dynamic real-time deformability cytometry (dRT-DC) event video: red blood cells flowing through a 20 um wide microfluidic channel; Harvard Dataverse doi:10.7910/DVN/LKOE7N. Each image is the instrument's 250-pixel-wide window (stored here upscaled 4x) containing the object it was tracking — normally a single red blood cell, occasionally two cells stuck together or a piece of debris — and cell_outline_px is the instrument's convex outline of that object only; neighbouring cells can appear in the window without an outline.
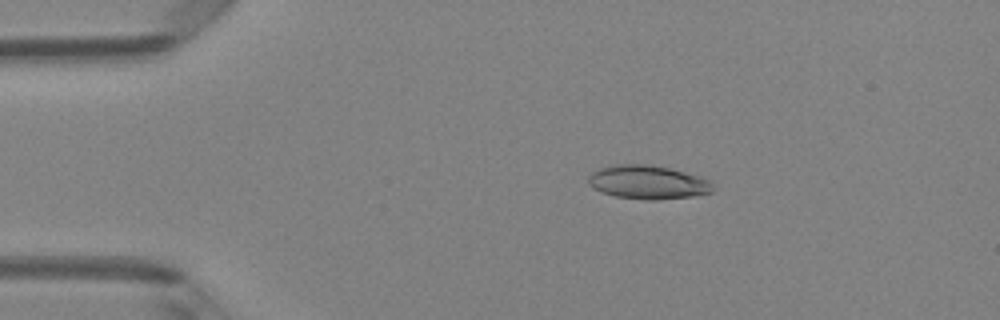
{"species": "Egyptian fruit bat (a non-hibernating species)", "species_latin": "Rousettus aegyptiacus", "temperature_condition": "room temperature", "stored_images_in_passage": 4, "camera_frame_rate_fps": 3000, "um_per_image_px": 0.085, "animal": {"sex": "female"}, "frame": {"image": 1, "passage_image": 3, "time_ms": 0.667, "image_size_px": [1000, 320], "cell_outline_px": [[712, 192], [692, 196], [656, 200], [644, 200], [616, 196], [592, 188], [588, 184], [588, 176], [592, 172], [600, 168], [616, 164], [652, 164], [700, 176], [712, 180]], "centroid_in_image_um": [55.07, 15.48], "position_along_channel_um": 29.9, "area_um2": 24.51}}